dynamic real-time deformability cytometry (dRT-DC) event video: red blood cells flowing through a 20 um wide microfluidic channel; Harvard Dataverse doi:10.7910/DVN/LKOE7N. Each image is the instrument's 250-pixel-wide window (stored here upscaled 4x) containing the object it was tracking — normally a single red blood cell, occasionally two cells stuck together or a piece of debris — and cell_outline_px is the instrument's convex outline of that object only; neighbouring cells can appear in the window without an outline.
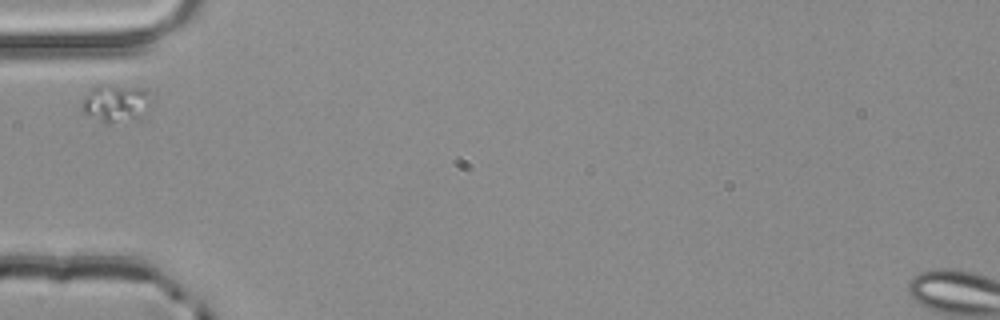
{"species": "common noctule bat (a hibernating species)", "species_latin": "Nyctalus noctula", "temperature_condition": "room temperature", "stored_images_in_passage": 2, "camera_frame_rate_fps": 3000, "um_per_image_px": 0.085, "animal": {"sex": "male", "body_mass_g": 20.4}, "frame": {"image": 1, "passage_image": 1, "time_ms": 0.0, "image_size_px": [1000, 320], "cell_outline_px": [[156, 96], [136, 116], [112, 120], [104, 120], [84, 112], [80, 108], [80, 104], [84, 96], [88, 92], [100, 84], [112, 84], [144, 88], [156, 92]], "centroid_in_image_um": [9.87, 8.62], "position_along_channel_um": 75.1, "area_um2": 14.45}}